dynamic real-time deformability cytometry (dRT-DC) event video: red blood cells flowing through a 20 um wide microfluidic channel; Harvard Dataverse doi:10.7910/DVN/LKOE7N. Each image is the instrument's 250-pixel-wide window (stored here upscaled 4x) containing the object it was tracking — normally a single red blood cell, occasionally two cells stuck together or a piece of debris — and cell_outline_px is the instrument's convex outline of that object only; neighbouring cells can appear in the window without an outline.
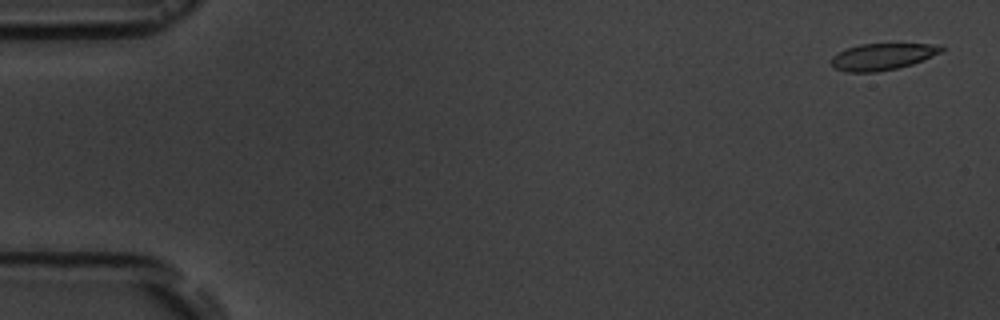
{"species": "common noctule bat (a hibernating species)", "species_latin": "Nyctalus noctula", "temperature_condition": "room temperature", "stored_images_in_passage": 5, "camera_frame_rate_fps": 3000, "um_per_image_px": 0.085, "animal": {"sex": "male", "body_mass_g": 19.5, "forearm_length_mm": 54.6}, "frame": {"image": 1, "passage_image": 1, "time_ms": 0.0, "image_size_px": [1000, 320], "cell_outline_px": [[944, 48], [940, 52], [912, 64], [896, 68], [876, 72], [844, 72], [832, 68], [832, 56], [848, 48], [860, 44], [944, 44]], "centroid_in_image_um": [74.98, 4.82], "position_along_channel_um": 10.0, "area_um2": 16.94}}